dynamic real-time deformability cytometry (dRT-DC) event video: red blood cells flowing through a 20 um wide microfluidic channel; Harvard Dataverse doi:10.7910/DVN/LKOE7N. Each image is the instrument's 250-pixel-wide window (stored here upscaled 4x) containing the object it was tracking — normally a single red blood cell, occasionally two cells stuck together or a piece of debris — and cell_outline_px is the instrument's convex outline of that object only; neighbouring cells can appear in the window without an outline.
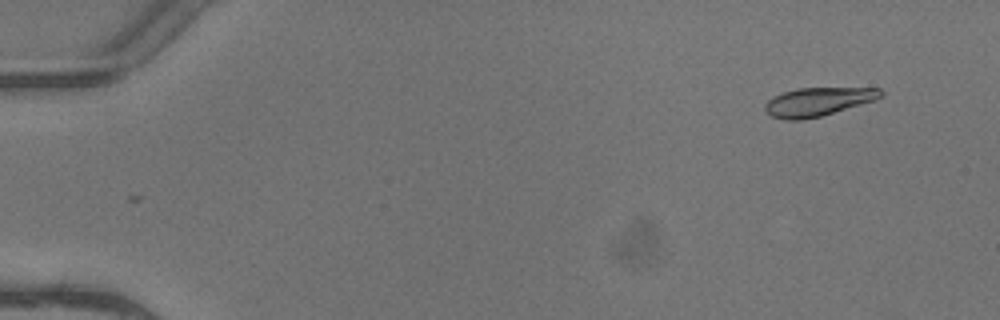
{"species": "common noctule bat (a hibernating species)", "species_latin": "Nyctalus noctula", "temperature_condition": "warm", "stored_images_in_passage": 5, "segment_of_instrument_passage": [2, 2], "camera_frame_rate_fps": 3000, "um_per_image_px": 0.085, "animal": {"sex": "female"}, "frame": {"image": 1, "passage_image": 5, "time_ms": 1.333, "image_size_px": [1000, 320], "cell_outline_px": [[884, 92], [876, 100], [820, 116], [804, 120], [784, 120], [772, 116], [764, 112], [764, 104], [772, 96], [796, 88], [880, 88]], "centroid_in_image_um": [69.47, 8.65], "position_along_channel_um": 15.5, "area_um2": 19.31}}